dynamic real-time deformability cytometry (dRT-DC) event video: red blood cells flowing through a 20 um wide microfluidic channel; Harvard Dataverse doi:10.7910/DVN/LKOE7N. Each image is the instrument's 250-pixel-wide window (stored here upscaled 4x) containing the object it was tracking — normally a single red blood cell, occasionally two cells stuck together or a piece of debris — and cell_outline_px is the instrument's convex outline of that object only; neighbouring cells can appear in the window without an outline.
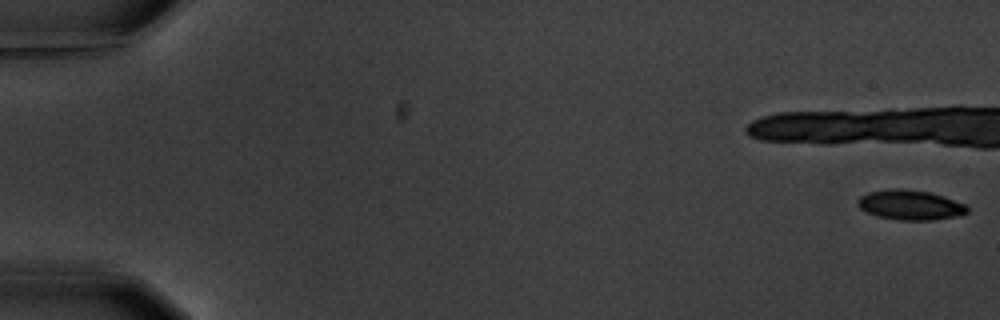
{"species": "common noctule bat (a hibernating species)", "species_latin": "Nyctalus noctula", "temperature_condition": "warm", "stored_images_in_passage": 5, "camera_frame_rate_fps": 3000, "um_per_image_px": 0.085, "animal": {"sex": "male", "body_mass_g": 20.1, "forearm_length_mm": 53.5}, "frame": {"image": 1, "passage_image": 1, "time_ms": 0.0, "image_size_px": [1000, 320], "cell_outline_px": [[968, 212], [960, 216], [932, 220], [900, 220], [876, 216], [860, 208], [856, 204], [856, 200], [860, 196], [868, 192], [892, 188], [900, 188], [928, 192], [944, 196], [964, 204], [968, 208]], "centroid_in_image_um": [77.35, 17.42], "position_along_channel_um": 7.6, "area_um2": 19.13}}